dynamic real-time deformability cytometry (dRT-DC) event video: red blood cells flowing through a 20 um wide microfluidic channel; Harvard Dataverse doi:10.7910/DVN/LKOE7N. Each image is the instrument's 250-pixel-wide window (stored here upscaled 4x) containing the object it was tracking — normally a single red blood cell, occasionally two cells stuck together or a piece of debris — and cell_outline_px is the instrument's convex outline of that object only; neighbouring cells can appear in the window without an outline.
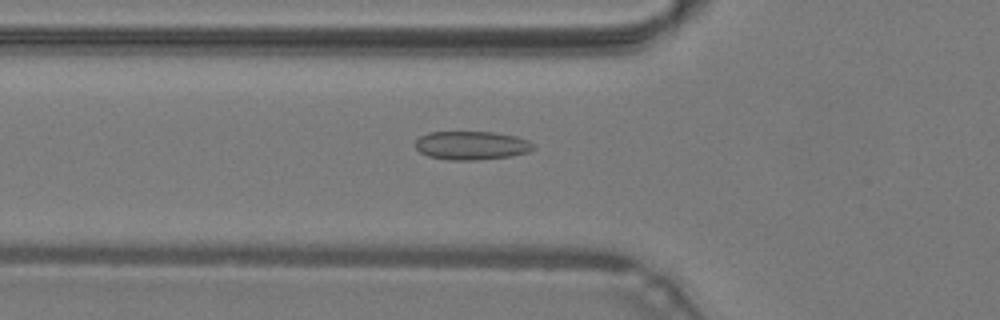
{"species": "common noctule bat (a hibernating species)", "species_latin": "Nyctalus noctula", "temperature_condition": "warm", "stored_images_in_passage": 27, "camera_frame_rate_fps": 3000, "um_per_image_px": 0.085, "animal": {"sex": "male", "body_mass_g": 19.2, "forearm_length_mm": 51.8}, "frame": {"image": 1, "passage_image": 17, "time_ms": 5.333, "image_size_px": [1000, 320], "cell_outline_px": [[536, 148], [528, 152], [508, 156], [476, 160], [448, 160], [428, 156], [420, 152], [416, 148], [416, 140], [420, 136], [428, 132], [492, 132], [516, 136], [528, 140], [536, 144]], "centroid_in_image_um": [40.1, 12.36], "position_along_channel_um": 85.7, "area_um2": 19.71}}
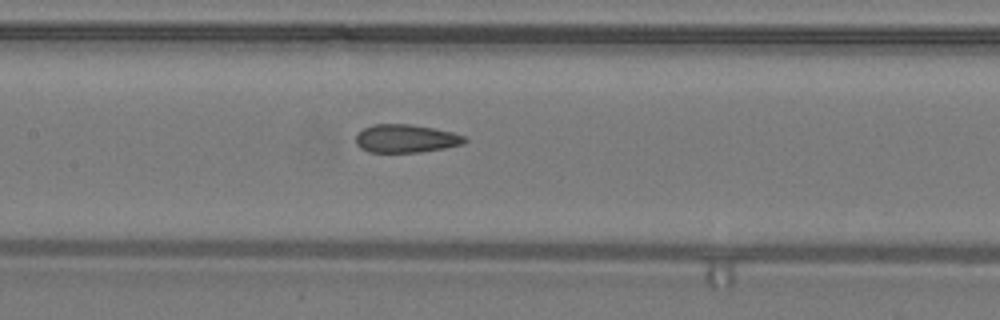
{"frame": {"image": 2, "passage_image": 23, "time_ms": 7.333, "image_size_px": [1000, 320], "cell_outline_px": [[468, 140], [464, 144], [444, 148], [420, 152], [368, 152], [360, 148], [356, 144], [356, 132], [372, 124], [412, 124], [452, 132], [464, 136]], "centroid_in_image_um": [34.47, 11.77], "position_along_channel_um": 172.9, "area_um2": 17.98}}
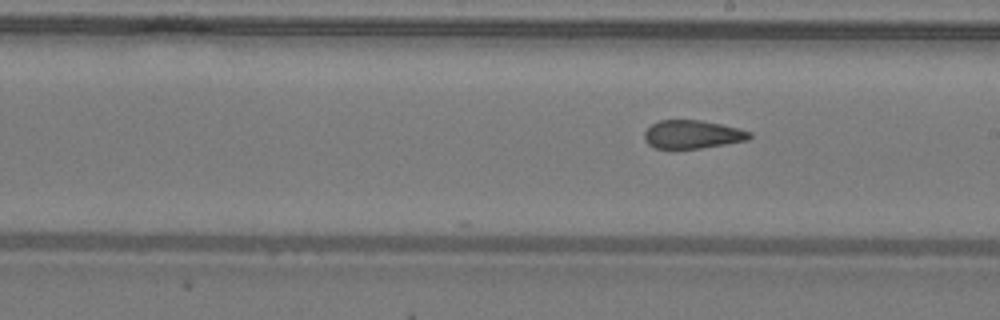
{"frame": {"image": 3, "passage_image": 27, "time_ms": 8.667, "image_size_px": [1000, 320], "cell_outline_px": [[752, 136], [748, 140], [700, 148], [656, 148], [648, 144], [644, 140], [644, 132], [652, 124], [660, 120], [700, 120], [720, 124], [752, 132]], "centroid_in_image_um": [58.84, 11.42], "position_along_channel_um": 230.2, "area_um2": 17.17}}